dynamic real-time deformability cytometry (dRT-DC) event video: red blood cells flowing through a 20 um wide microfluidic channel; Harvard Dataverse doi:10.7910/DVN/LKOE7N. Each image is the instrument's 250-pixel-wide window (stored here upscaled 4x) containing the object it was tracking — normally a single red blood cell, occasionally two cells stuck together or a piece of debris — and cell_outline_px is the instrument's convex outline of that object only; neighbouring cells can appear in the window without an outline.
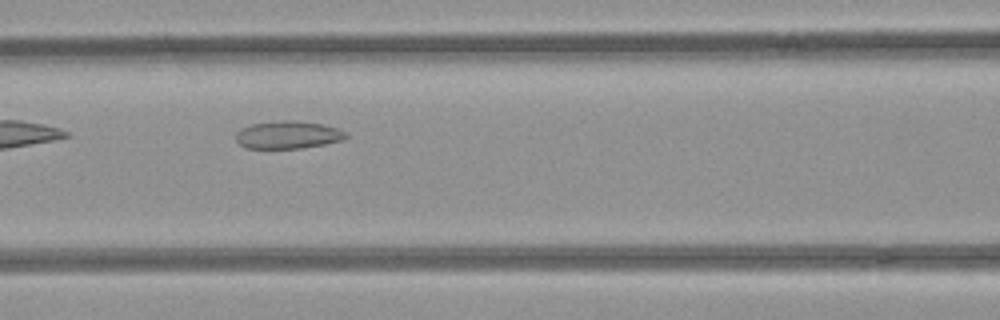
{"species": "common noctule bat (a hibernating species)", "species_latin": "Nyctalus noctula", "temperature_condition": "room temperature", "stored_images_in_passage": 6, "camera_frame_rate_fps": 3000, "um_per_image_px": 0.085, "animal": {"sex": "female", "body_mass_g": 21.9}, "frame": {"image": 1, "passage_image": 3, "time_ms": 0.667, "image_size_px": [1000, 320], "cell_outline_px": [[348, 136], [344, 140], [324, 144], [300, 148], [248, 148], [240, 144], [236, 140], [236, 132], [252, 124], [284, 120], [296, 120], [320, 124], [336, 128], [348, 132]], "centroid_in_image_um": [24.51, 11.46], "position_along_channel_um": 142.1, "area_um2": 17.57}}
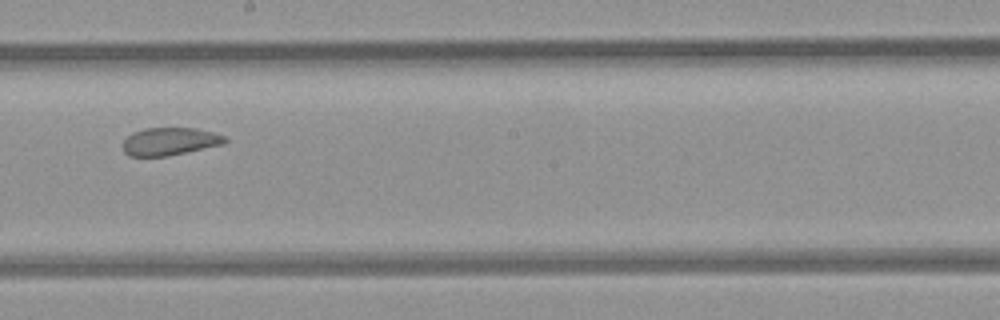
{"frame": {"image": 2, "passage_image": 5, "time_ms": 1.333, "image_size_px": [1000, 320], "cell_outline_px": [[228, 140], [224, 144], [168, 156], [128, 156], [124, 152], [124, 140], [132, 132], [144, 128], [196, 128], [212, 132], [224, 136]], "centroid_in_image_um": [14.43, 12.02], "position_along_channel_um": 233.8, "area_um2": 16.47}}
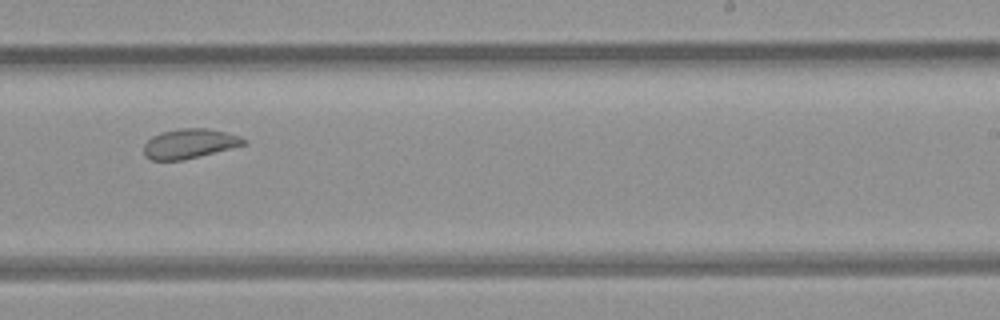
{"frame": {"image": 3, "passage_image": 6, "time_ms": 1.667, "image_size_px": [1000, 320], "cell_outline_px": [[248, 144], [184, 160], [152, 160], [144, 156], [144, 144], [152, 136], [160, 132], [180, 128], [208, 128], [240, 136], [248, 140]], "centroid_in_image_um": [16.12, 12.21], "position_along_channel_um": 272.9, "area_um2": 17.4}}